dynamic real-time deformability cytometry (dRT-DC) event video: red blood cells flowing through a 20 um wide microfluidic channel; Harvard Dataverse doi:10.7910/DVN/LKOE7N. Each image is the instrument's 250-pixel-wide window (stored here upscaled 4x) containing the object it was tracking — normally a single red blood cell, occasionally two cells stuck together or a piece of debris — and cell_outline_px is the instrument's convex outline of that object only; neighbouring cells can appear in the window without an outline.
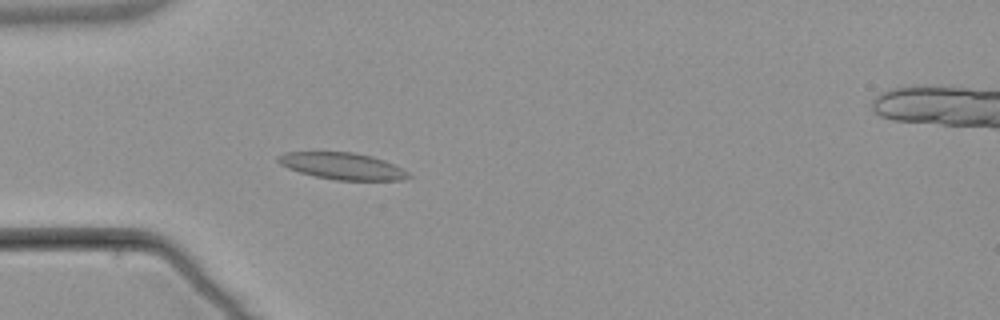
{"species": "common noctule bat (a hibernating species)", "species_latin": "Nyctalus noctula", "temperature_condition": "warm", "stored_images_in_passage": 4, "camera_frame_rate_fps": 3000, "um_per_image_px": 0.085, "animal": {"sex": "male", "body_mass_g": 21.5, "forearm_length_mm": 52.0}, "frame": {"image": 1, "passage_image": 4, "time_ms": 4.333, "image_size_px": [1000, 320], "cell_outline_px": [[412, 176], [404, 180], [336, 180], [316, 176], [300, 172], [288, 168], [280, 164], [276, 160], [276, 156], [284, 152], [352, 152], [372, 156], [384, 160], [408, 172]], "centroid_in_image_um": [29.08, 14.11], "position_along_channel_um": 55.9, "area_um2": 20.23}}